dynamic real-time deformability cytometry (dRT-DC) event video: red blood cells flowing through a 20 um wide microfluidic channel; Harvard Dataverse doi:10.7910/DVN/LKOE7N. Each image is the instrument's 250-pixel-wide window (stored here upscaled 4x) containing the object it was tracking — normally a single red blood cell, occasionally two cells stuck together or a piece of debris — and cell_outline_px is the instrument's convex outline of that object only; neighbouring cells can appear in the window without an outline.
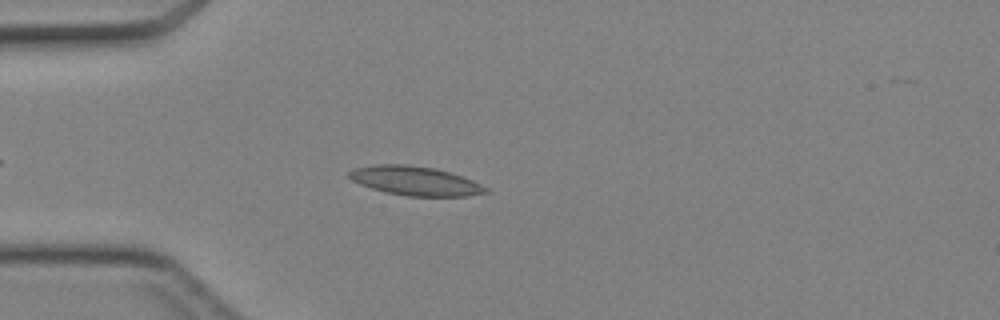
{"species": "Egyptian fruit bat (a non-hibernating species)", "species_latin": "Rousettus aegyptiacus", "temperature_condition": "cold", "stored_images_in_passage": 35, "camera_frame_rate_fps": 3000, "um_per_image_px": 0.085, "animal": {"sex": "female"}, "frame": {"image": 1, "passage_image": 6, "time_ms": 1.667, "image_size_px": [1000, 320], "cell_outline_px": [[492, 192], [468, 196], [408, 196], [388, 192], [372, 188], [360, 184], [352, 180], [348, 176], [348, 172], [352, 168], [372, 164], [408, 164], [436, 168], [472, 180], [488, 188]], "centroid_in_image_um": [35.28, 15.36], "position_along_channel_um": 49.7, "area_um2": 23.24}}
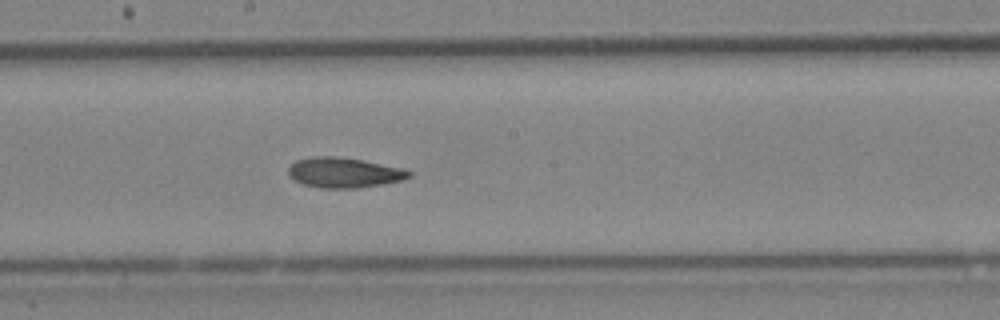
{"frame": {"image": 2, "passage_image": 18, "time_ms": 5.667, "image_size_px": [1000, 320], "cell_outline_px": [[412, 176], [400, 180], [380, 184], [356, 188], [320, 188], [304, 184], [296, 180], [288, 172], [288, 168], [296, 160], [312, 156], [336, 156], [360, 160], [400, 168], [412, 172]], "centroid_in_image_um": [29.21, 14.67], "position_along_channel_um": 219.0, "area_um2": 20.75}}
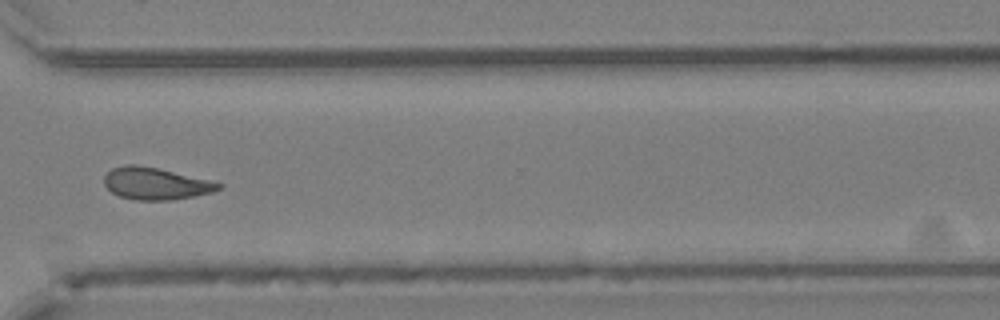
{"frame": {"image": 3, "passage_image": 27, "time_ms": 8.667, "image_size_px": [1000, 320], "cell_outline_px": [[224, 188], [212, 192], [172, 200], [136, 200], [120, 196], [112, 192], [104, 184], [104, 176], [112, 168], [124, 164], [136, 164], [160, 168], [224, 184]], "centroid_in_image_um": [13.23, 15.59], "position_along_channel_um": 357.4, "area_um2": 21.39}}